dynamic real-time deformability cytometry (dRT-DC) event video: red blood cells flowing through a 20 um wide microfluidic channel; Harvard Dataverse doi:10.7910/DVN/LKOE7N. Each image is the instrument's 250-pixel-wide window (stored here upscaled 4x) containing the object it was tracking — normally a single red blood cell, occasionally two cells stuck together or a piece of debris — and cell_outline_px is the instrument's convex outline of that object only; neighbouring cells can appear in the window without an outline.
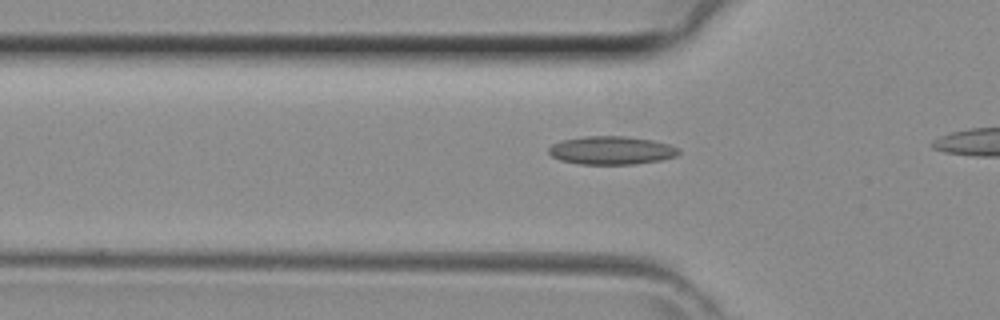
{"species": "common noctule bat (a hibernating species)", "species_latin": "Nyctalus noctula", "temperature_condition": "room temperature", "stored_images_in_passage": 10, "camera_frame_rate_fps": 3000, "um_per_image_px": 0.085, "animal": {"sex": "female", "body_mass_g": 29.2, "forearm_length_mm": 56.3}, "frame": {"image": 1, "passage_image": 5, "time_ms": 1.333, "image_size_px": [1000, 320], "cell_outline_px": [[680, 152], [676, 156], [660, 160], [632, 164], [580, 164], [560, 160], [552, 156], [548, 152], [548, 148], [552, 144], [560, 140], [584, 136], [624, 136], [652, 140], [668, 144], [680, 148]], "centroid_in_image_um": [51.95, 12.77], "position_along_channel_um": 73.9, "area_um2": 21.44}}
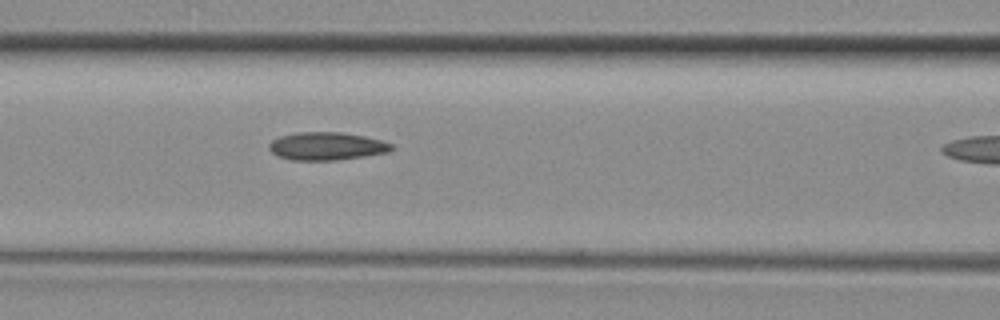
{"frame": {"image": 2, "passage_image": 9, "time_ms": 2.667, "image_size_px": [1000, 320], "cell_outline_px": [[392, 148], [388, 152], [364, 156], [336, 160], [292, 160], [276, 156], [268, 148], [268, 144], [272, 140], [280, 136], [296, 132], [340, 132], [364, 136], [380, 140], [392, 144]], "centroid_in_image_um": [27.71, 12.42], "position_along_channel_um": 138.9, "area_um2": 19.88}}